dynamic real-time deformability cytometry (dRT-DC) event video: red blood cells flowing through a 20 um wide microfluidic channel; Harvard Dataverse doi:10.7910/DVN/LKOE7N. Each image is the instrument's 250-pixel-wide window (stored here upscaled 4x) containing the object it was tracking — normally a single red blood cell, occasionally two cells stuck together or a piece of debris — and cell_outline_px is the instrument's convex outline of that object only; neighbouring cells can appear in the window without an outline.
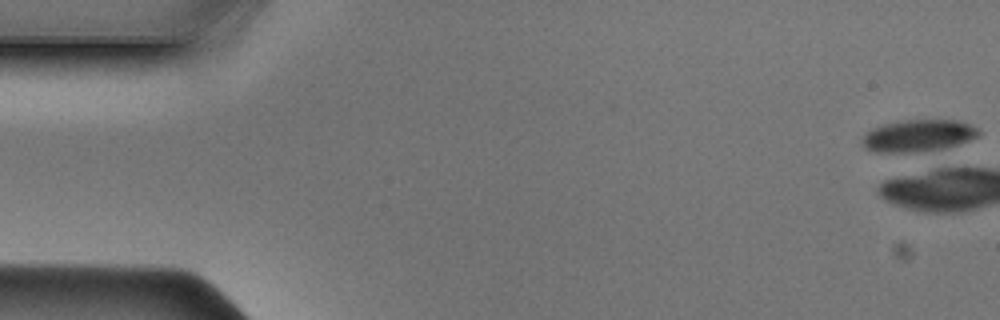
{"species": "Egyptian fruit bat (a non-hibernating species)", "species_latin": "Rousettus aegyptiacus", "temperature_condition": "cold", "stored_images_in_passage": 1, "camera_frame_rate_fps": 3000, "um_per_image_px": 0.085, "animal": {"sex": "male"}, "frame": {"image": 1, "passage_image": 1, "time_ms": 0.0, "image_size_px": [1000, 320], "cell_outline_px": [[980, 132], [976, 136], [968, 140], [936, 152], [876, 152], [864, 148], [860, 140], [872, 128], [884, 124], [900, 120], [956, 120], [968, 124], [976, 128]], "centroid_in_image_um": [78.01, 11.55], "position_along_channel_um": 7.0, "area_um2": 21.85}}